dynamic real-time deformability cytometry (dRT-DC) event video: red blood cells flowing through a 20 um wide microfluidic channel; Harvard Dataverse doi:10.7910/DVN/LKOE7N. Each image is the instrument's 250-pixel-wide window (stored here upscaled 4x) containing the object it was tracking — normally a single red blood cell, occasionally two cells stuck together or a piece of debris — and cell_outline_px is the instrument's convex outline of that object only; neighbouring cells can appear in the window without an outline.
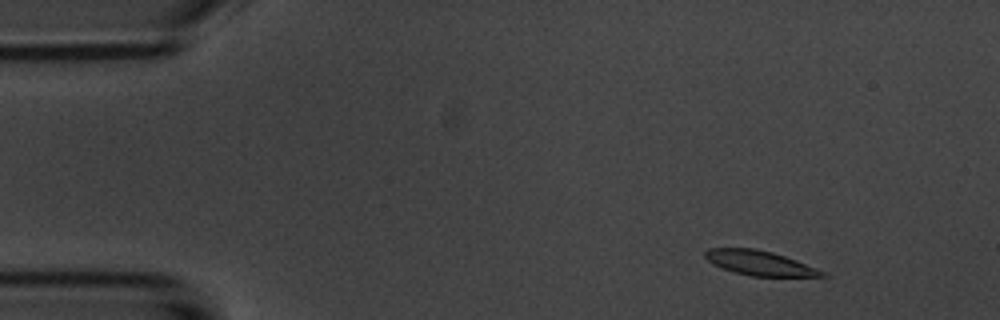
{"species": "common noctule bat (a hibernating species)", "species_latin": "Nyctalus noctula", "temperature_condition": "room temperature", "stored_images_in_passage": 49, "camera_frame_rate_fps": 3000, "um_per_image_px": 0.085, "animal": {"sex": "male", "body_mass_g": 20.1, "forearm_length_mm": 53.5}, "frame": {"image": 1, "passage_image": 1, "time_ms": 0.0, "image_size_px": [1000, 320], "cell_outline_px": [[828, 276], [752, 276], [736, 272], [724, 268], [708, 260], [704, 256], [704, 252], [708, 248], [756, 248], [772, 252], [796, 260], [816, 268], [824, 272]], "centroid_in_image_um": [64.56, 22.34], "position_along_channel_um": 20.4, "area_um2": 16.42}}
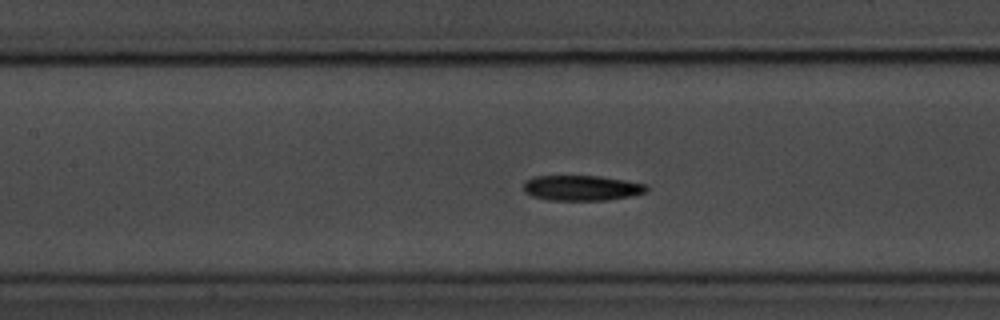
{"frame": {"image": 2, "passage_image": 19, "time_ms": 6.0, "image_size_px": [1000, 320], "cell_outline_px": [[648, 192], [632, 196], [608, 200], [548, 200], [532, 196], [524, 192], [524, 180], [532, 176], [600, 176], [648, 184]], "centroid_in_image_um": [49.46, 15.97], "position_along_channel_um": 157.9, "area_um2": 18.38}}
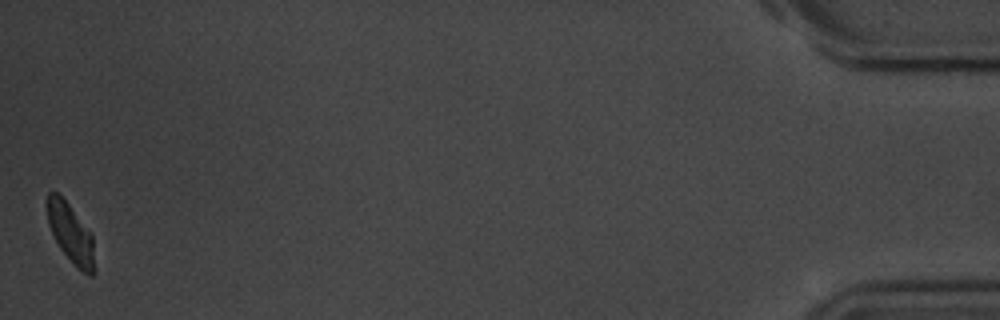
{"frame": {"image": 3, "passage_image": 49, "time_ms": 16.0, "image_size_px": [1000, 320], "cell_outline_px": [[96, 272], [92, 276], [88, 276], [76, 268], [60, 248], [48, 224], [48, 192], [52, 188], [68, 204], [92, 232]], "centroid_in_image_um": [6.07, 19.9], "position_along_channel_um": 429.1, "area_um2": 16.53}, "authors_computed_cell_mechanics": {"area_um2": 18.0914, "velocity_mm_per_s": 3.6618, "shape_relaxation_time_tau1_ms": 2.5967, "shape_relaxation_time_tau2_ms": null, "deformation_change_tau1": 0.1368, "deformation_change_tau2": null}}